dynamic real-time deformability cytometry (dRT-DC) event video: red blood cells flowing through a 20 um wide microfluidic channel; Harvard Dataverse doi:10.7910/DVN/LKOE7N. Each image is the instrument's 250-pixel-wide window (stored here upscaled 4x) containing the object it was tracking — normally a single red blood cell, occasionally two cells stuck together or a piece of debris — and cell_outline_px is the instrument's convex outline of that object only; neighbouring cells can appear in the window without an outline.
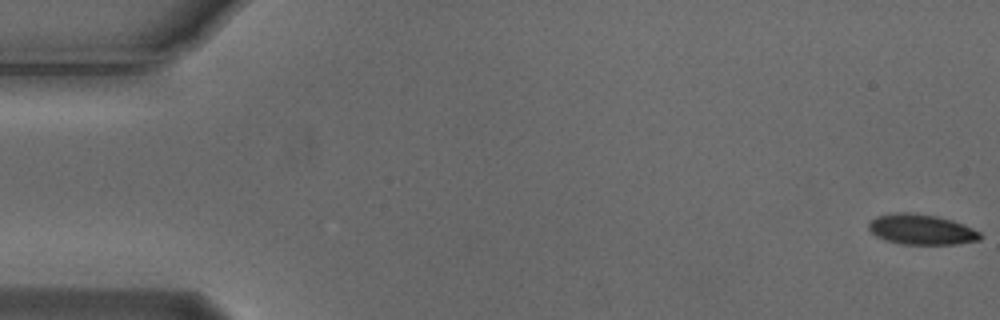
{"species": "Egyptian fruit bat (a non-hibernating species)", "species_latin": "Rousettus aegyptiacus", "temperature_condition": "cold", "stored_images_in_passage": 4, "camera_frame_rate_fps": 3000, "um_per_image_px": 0.085, "animal": {"sex": "male"}, "frame": {"image": 1, "passage_image": 1, "time_ms": 0.0, "image_size_px": [1000, 320], "cell_outline_px": [[984, 236], [980, 240], [956, 244], [900, 244], [884, 240], [876, 236], [868, 228], [868, 224], [876, 216], [896, 212], [912, 212], [936, 216], [952, 220], [964, 224], [980, 232]], "centroid_in_image_um": [78.33, 19.5], "position_along_channel_um": 6.7, "area_um2": 19.88}}